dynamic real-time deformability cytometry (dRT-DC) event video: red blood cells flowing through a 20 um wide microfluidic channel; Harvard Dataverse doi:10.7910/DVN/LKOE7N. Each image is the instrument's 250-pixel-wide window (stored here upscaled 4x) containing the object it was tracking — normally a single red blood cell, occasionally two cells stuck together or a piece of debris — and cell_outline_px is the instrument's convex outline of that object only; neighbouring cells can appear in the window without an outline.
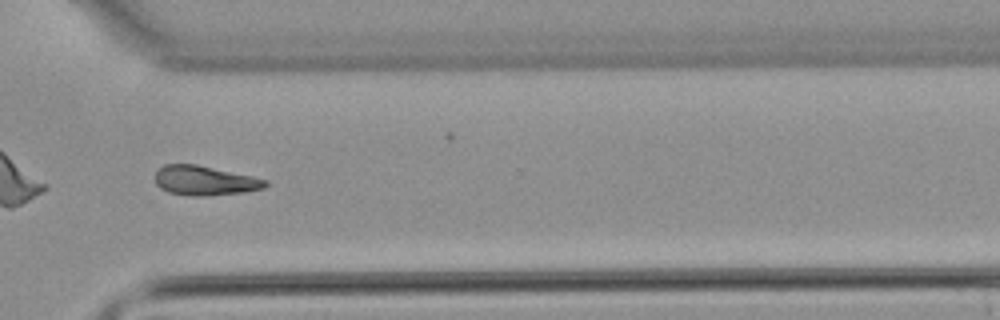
{"species": "common noctule bat (a hibernating species)", "species_latin": "Nyctalus noctula", "temperature_condition": "warm", "stored_images_in_passage": 43, "camera_frame_rate_fps": 3000, "um_per_image_px": 0.085, "animal": {"sex": "male", "body_mass_g": 21.5, "forearm_length_mm": 52.0}, "frame": {"image": 1, "passage_image": 31, "time_ms": 10.0, "image_size_px": [1000, 320], "cell_outline_px": [[268, 184], [264, 188], [244, 192], [204, 196], [196, 196], [168, 192], [160, 188], [156, 184], [156, 172], [164, 164], [196, 164], [252, 176], [268, 180]], "centroid_in_image_um": [17.41, 15.35], "position_along_channel_um": 353.2, "area_um2": 18.84}}